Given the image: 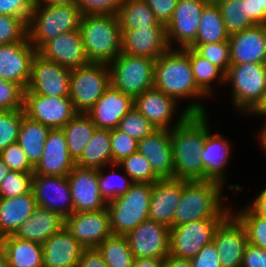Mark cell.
<instances>
[{
	"label": "cell",
	"mask_w": 266,
	"mask_h": 267,
	"mask_svg": "<svg viewBox=\"0 0 266 267\" xmlns=\"http://www.w3.org/2000/svg\"><path fill=\"white\" fill-rule=\"evenodd\" d=\"M154 88L175 99L190 114L210 112L211 100L198 88L188 47L169 48L154 64ZM186 102V103H185Z\"/></svg>",
	"instance_id": "obj_1"
},
{
	"label": "cell",
	"mask_w": 266,
	"mask_h": 267,
	"mask_svg": "<svg viewBox=\"0 0 266 267\" xmlns=\"http://www.w3.org/2000/svg\"><path fill=\"white\" fill-rule=\"evenodd\" d=\"M212 114V111L189 114L180 124L170 130L174 178L187 182L204 181L201 153L207 133L215 128L212 122L215 117L212 118Z\"/></svg>",
	"instance_id": "obj_2"
},
{
	"label": "cell",
	"mask_w": 266,
	"mask_h": 267,
	"mask_svg": "<svg viewBox=\"0 0 266 267\" xmlns=\"http://www.w3.org/2000/svg\"><path fill=\"white\" fill-rule=\"evenodd\" d=\"M227 191L221 183L213 180L183 181L173 227L204 219H224L231 212L233 195Z\"/></svg>",
	"instance_id": "obj_3"
},
{
	"label": "cell",
	"mask_w": 266,
	"mask_h": 267,
	"mask_svg": "<svg viewBox=\"0 0 266 267\" xmlns=\"http://www.w3.org/2000/svg\"><path fill=\"white\" fill-rule=\"evenodd\" d=\"M223 92L216 102L221 98H226L225 103L231 105V112L234 113L232 115L238 114L237 117L246 119L264 99L266 64H231L225 74Z\"/></svg>",
	"instance_id": "obj_4"
},
{
	"label": "cell",
	"mask_w": 266,
	"mask_h": 267,
	"mask_svg": "<svg viewBox=\"0 0 266 267\" xmlns=\"http://www.w3.org/2000/svg\"><path fill=\"white\" fill-rule=\"evenodd\" d=\"M80 33L90 62L107 63L121 53V29L117 15H82Z\"/></svg>",
	"instance_id": "obj_5"
},
{
	"label": "cell",
	"mask_w": 266,
	"mask_h": 267,
	"mask_svg": "<svg viewBox=\"0 0 266 267\" xmlns=\"http://www.w3.org/2000/svg\"><path fill=\"white\" fill-rule=\"evenodd\" d=\"M81 18L82 13L76 4L34 5L27 23L28 39L38 51L61 33L78 30Z\"/></svg>",
	"instance_id": "obj_6"
},
{
	"label": "cell",
	"mask_w": 266,
	"mask_h": 267,
	"mask_svg": "<svg viewBox=\"0 0 266 267\" xmlns=\"http://www.w3.org/2000/svg\"><path fill=\"white\" fill-rule=\"evenodd\" d=\"M219 130L221 131V128L218 130L217 128L216 130L211 129L206 135L203 151L201 153L204 166V181L213 180L219 182L231 192V194H241L244 192L247 185L245 184L244 186L237 182L234 184L231 182H234V180H230L234 177L231 175L233 174L232 171L235 172V170H231V162L234 163L233 160L235 158L233 151L236 153V150H238L235 148L236 146H234L236 142L232 141L230 137H228L229 135L221 133Z\"/></svg>",
	"instance_id": "obj_7"
},
{
	"label": "cell",
	"mask_w": 266,
	"mask_h": 267,
	"mask_svg": "<svg viewBox=\"0 0 266 267\" xmlns=\"http://www.w3.org/2000/svg\"><path fill=\"white\" fill-rule=\"evenodd\" d=\"M151 183H133L129 190L107 203L113 235H126L149 219Z\"/></svg>",
	"instance_id": "obj_8"
},
{
	"label": "cell",
	"mask_w": 266,
	"mask_h": 267,
	"mask_svg": "<svg viewBox=\"0 0 266 267\" xmlns=\"http://www.w3.org/2000/svg\"><path fill=\"white\" fill-rule=\"evenodd\" d=\"M111 85L107 63L90 62L71 69L69 97L77 113H88Z\"/></svg>",
	"instance_id": "obj_9"
},
{
	"label": "cell",
	"mask_w": 266,
	"mask_h": 267,
	"mask_svg": "<svg viewBox=\"0 0 266 267\" xmlns=\"http://www.w3.org/2000/svg\"><path fill=\"white\" fill-rule=\"evenodd\" d=\"M155 60L145 56L125 53L110 62L111 85L135 98L154 87Z\"/></svg>",
	"instance_id": "obj_10"
},
{
	"label": "cell",
	"mask_w": 266,
	"mask_h": 267,
	"mask_svg": "<svg viewBox=\"0 0 266 267\" xmlns=\"http://www.w3.org/2000/svg\"><path fill=\"white\" fill-rule=\"evenodd\" d=\"M134 108L156 129L171 130L190 114L183 105L154 87L134 98Z\"/></svg>",
	"instance_id": "obj_11"
},
{
	"label": "cell",
	"mask_w": 266,
	"mask_h": 267,
	"mask_svg": "<svg viewBox=\"0 0 266 267\" xmlns=\"http://www.w3.org/2000/svg\"><path fill=\"white\" fill-rule=\"evenodd\" d=\"M222 220L204 219L170 228L169 254L192 259L205 245L213 241L215 230Z\"/></svg>",
	"instance_id": "obj_12"
},
{
	"label": "cell",
	"mask_w": 266,
	"mask_h": 267,
	"mask_svg": "<svg viewBox=\"0 0 266 267\" xmlns=\"http://www.w3.org/2000/svg\"><path fill=\"white\" fill-rule=\"evenodd\" d=\"M24 111L50 129H62L76 114L69 96L51 97L24 91Z\"/></svg>",
	"instance_id": "obj_13"
},
{
	"label": "cell",
	"mask_w": 266,
	"mask_h": 267,
	"mask_svg": "<svg viewBox=\"0 0 266 267\" xmlns=\"http://www.w3.org/2000/svg\"><path fill=\"white\" fill-rule=\"evenodd\" d=\"M221 267H241L248 235L243 223L231 211L218 225L212 241Z\"/></svg>",
	"instance_id": "obj_14"
},
{
	"label": "cell",
	"mask_w": 266,
	"mask_h": 267,
	"mask_svg": "<svg viewBox=\"0 0 266 267\" xmlns=\"http://www.w3.org/2000/svg\"><path fill=\"white\" fill-rule=\"evenodd\" d=\"M71 69L44 59L38 53L31 65V76L27 88L37 95L69 96Z\"/></svg>",
	"instance_id": "obj_15"
},
{
	"label": "cell",
	"mask_w": 266,
	"mask_h": 267,
	"mask_svg": "<svg viewBox=\"0 0 266 267\" xmlns=\"http://www.w3.org/2000/svg\"><path fill=\"white\" fill-rule=\"evenodd\" d=\"M205 5L202 0H178L171 20L165 26L169 48L189 47L195 41Z\"/></svg>",
	"instance_id": "obj_16"
},
{
	"label": "cell",
	"mask_w": 266,
	"mask_h": 267,
	"mask_svg": "<svg viewBox=\"0 0 266 267\" xmlns=\"http://www.w3.org/2000/svg\"><path fill=\"white\" fill-rule=\"evenodd\" d=\"M64 227L84 248H96L112 235L107 208L72 213L64 219Z\"/></svg>",
	"instance_id": "obj_17"
},
{
	"label": "cell",
	"mask_w": 266,
	"mask_h": 267,
	"mask_svg": "<svg viewBox=\"0 0 266 267\" xmlns=\"http://www.w3.org/2000/svg\"><path fill=\"white\" fill-rule=\"evenodd\" d=\"M134 258L164 259L169 255L170 228L147 219L126 235Z\"/></svg>",
	"instance_id": "obj_18"
},
{
	"label": "cell",
	"mask_w": 266,
	"mask_h": 267,
	"mask_svg": "<svg viewBox=\"0 0 266 267\" xmlns=\"http://www.w3.org/2000/svg\"><path fill=\"white\" fill-rule=\"evenodd\" d=\"M32 191L38 206L52 210L64 219L73 213L67 176L34 174Z\"/></svg>",
	"instance_id": "obj_19"
},
{
	"label": "cell",
	"mask_w": 266,
	"mask_h": 267,
	"mask_svg": "<svg viewBox=\"0 0 266 267\" xmlns=\"http://www.w3.org/2000/svg\"><path fill=\"white\" fill-rule=\"evenodd\" d=\"M36 54L37 50L29 39L0 45V78L17 83L25 90Z\"/></svg>",
	"instance_id": "obj_20"
},
{
	"label": "cell",
	"mask_w": 266,
	"mask_h": 267,
	"mask_svg": "<svg viewBox=\"0 0 266 267\" xmlns=\"http://www.w3.org/2000/svg\"><path fill=\"white\" fill-rule=\"evenodd\" d=\"M72 197L73 213L107 208L98 184V169L75 166L67 175Z\"/></svg>",
	"instance_id": "obj_21"
},
{
	"label": "cell",
	"mask_w": 266,
	"mask_h": 267,
	"mask_svg": "<svg viewBox=\"0 0 266 267\" xmlns=\"http://www.w3.org/2000/svg\"><path fill=\"white\" fill-rule=\"evenodd\" d=\"M169 49L165 26L121 29V52L157 60Z\"/></svg>",
	"instance_id": "obj_22"
},
{
	"label": "cell",
	"mask_w": 266,
	"mask_h": 267,
	"mask_svg": "<svg viewBox=\"0 0 266 267\" xmlns=\"http://www.w3.org/2000/svg\"><path fill=\"white\" fill-rule=\"evenodd\" d=\"M37 53L44 59L55 62L68 69L88 65L80 30L61 33L47 41Z\"/></svg>",
	"instance_id": "obj_23"
},
{
	"label": "cell",
	"mask_w": 266,
	"mask_h": 267,
	"mask_svg": "<svg viewBox=\"0 0 266 267\" xmlns=\"http://www.w3.org/2000/svg\"><path fill=\"white\" fill-rule=\"evenodd\" d=\"M138 152L145 156L159 179L174 178L170 130L156 129L138 141Z\"/></svg>",
	"instance_id": "obj_24"
},
{
	"label": "cell",
	"mask_w": 266,
	"mask_h": 267,
	"mask_svg": "<svg viewBox=\"0 0 266 267\" xmlns=\"http://www.w3.org/2000/svg\"><path fill=\"white\" fill-rule=\"evenodd\" d=\"M76 166L70 156L62 129L48 132L41 159L34 167V174L67 176Z\"/></svg>",
	"instance_id": "obj_25"
},
{
	"label": "cell",
	"mask_w": 266,
	"mask_h": 267,
	"mask_svg": "<svg viewBox=\"0 0 266 267\" xmlns=\"http://www.w3.org/2000/svg\"><path fill=\"white\" fill-rule=\"evenodd\" d=\"M231 64H266V25H254L229 37Z\"/></svg>",
	"instance_id": "obj_26"
},
{
	"label": "cell",
	"mask_w": 266,
	"mask_h": 267,
	"mask_svg": "<svg viewBox=\"0 0 266 267\" xmlns=\"http://www.w3.org/2000/svg\"><path fill=\"white\" fill-rule=\"evenodd\" d=\"M182 190L183 181L176 178L159 179L153 183L149 219L172 228Z\"/></svg>",
	"instance_id": "obj_27"
},
{
	"label": "cell",
	"mask_w": 266,
	"mask_h": 267,
	"mask_svg": "<svg viewBox=\"0 0 266 267\" xmlns=\"http://www.w3.org/2000/svg\"><path fill=\"white\" fill-rule=\"evenodd\" d=\"M132 108L134 98L110 85L87 114L97 128L114 129Z\"/></svg>",
	"instance_id": "obj_28"
},
{
	"label": "cell",
	"mask_w": 266,
	"mask_h": 267,
	"mask_svg": "<svg viewBox=\"0 0 266 267\" xmlns=\"http://www.w3.org/2000/svg\"><path fill=\"white\" fill-rule=\"evenodd\" d=\"M43 267H77L84 247L62 227L43 244Z\"/></svg>",
	"instance_id": "obj_29"
},
{
	"label": "cell",
	"mask_w": 266,
	"mask_h": 267,
	"mask_svg": "<svg viewBox=\"0 0 266 267\" xmlns=\"http://www.w3.org/2000/svg\"><path fill=\"white\" fill-rule=\"evenodd\" d=\"M64 227V218L47 208L36 206L13 236L43 244L50 236Z\"/></svg>",
	"instance_id": "obj_30"
},
{
	"label": "cell",
	"mask_w": 266,
	"mask_h": 267,
	"mask_svg": "<svg viewBox=\"0 0 266 267\" xmlns=\"http://www.w3.org/2000/svg\"><path fill=\"white\" fill-rule=\"evenodd\" d=\"M188 57L194 80L198 88L212 101L209 103L211 106L216 102V98L219 99L220 94L223 93L225 73L209 60L200 56L193 48L188 47Z\"/></svg>",
	"instance_id": "obj_31"
},
{
	"label": "cell",
	"mask_w": 266,
	"mask_h": 267,
	"mask_svg": "<svg viewBox=\"0 0 266 267\" xmlns=\"http://www.w3.org/2000/svg\"><path fill=\"white\" fill-rule=\"evenodd\" d=\"M36 206L33 191L13 198L0 197V238L13 235Z\"/></svg>",
	"instance_id": "obj_32"
},
{
	"label": "cell",
	"mask_w": 266,
	"mask_h": 267,
	"mask_svg": "<svg viewBox=\"0 0 266 267\" xmlns=\"http://www.w3.org/2000/svg\"><path fill=\"white\" fill-rule=\"evenodd\" d=\"M8 267H43L42 244L13 235L0 238Z\"/></svg>",
	"instance_id": "obj_33"
},
{
	"label": "cell",
	"mask_w": 266,
	"mask_h": 267,
	"mask_svg": "<svg viewBox=\"0 0 266 267\" xmlns=\"http://www.w3.org/2000/svg\"><path fill=\"white\" fill-rule=\"evenodd\" d=\"M75 163L79 167L95 169L111 165L110 129L97 128Z\"/></svg>",
	"instance_id": "obj_34"
},
{
	"label": "cell",
	"mask_w": 266,
	"mask_h": 267,
	"mask_svg": "<svg viewBox=\"0 0 266 267\" xmlns=\"http://www.w3.org/2000/svg\"><path fill=\"white\" fill-rule=\"evenodd\" d=\"M50 130L46 125L30 119L26 115L23 117L16 142L23 148L29 162L34 167L41 159L44 144Z\"/></svg>",
	"instance_id": "obj_35"
},
{
	"label": "cell",
	"mask_w": 266,
	"mask_h": 267,
	"mask_svg": "<svg viewBox=\"0 0 266 267\" xmlns=\"http://www.w3.org/2000/svg\"><path fill=\"white\" fill-rule=\"evenodd\" d=\"M96 125L87 113H77L63 128L70 156L76 161L90 141Z\"/></svg>",
	"instance_id": "obj_36"
},
{
	"label": "cell",
	"mask_w": 266,
	"mask_h": 267,
	"mask_svg": "<svg viewBox=\"0 0 266 267\" xmlns=\"http://www.w3.org/2000/svg\"><path fill=\"white\" fill-rule=\"evenodd\" d=\"M229 37L218 5L206 4L199 19L196 39L192 44L228 41Z\"/></svg>",
	"instance_id": "obj_37"
},
{
	"label": "cell",
	"mask_w": 266,
	"mask_h": 267,
	"mask_svg": "<svg viewBox=\"0 0 266 267\" xmlns=\"http://www.w3.org/2000/svg\"><path fill=\"white\" fill-rule=\"evenodd\" d=\"M117 17L120 29L165 26L156 19L154 13L144 0H123Z\"/></svg>",
	"instance_id": "obj_38"
},
{
	"label": "cell",
	"mask_w": 266,
	"mask_h": 267,
	"mask_svg": "<svg viewBox=\"0 0 266 267\" xmlns=\"http://www.w3.org/2000/svg\"><path fill=\"white\" fill-rule=\"evenodd\" d=\"M232 196L231 211L243 223L248 235V243L266 250V217L255 213L245 201L242 205L241 202L237 204L238 198H235L237 196Z\"/></svg>",
	"instance_id": "obj_39"
},
{
	"label": "cell",
	"mask_w": 266,
	"mask_h": 267,
	"mask_svg": "<svg viewBox=\"0 0 266 267\" xmlns=\"http://www.w3.org/2000/svg\"><path fill=\"white\" fill-rule=\"evenodd\" d=\"M98 184L101 195L108 202L124 195L133 182L118 164H111L98 169Z\"/></svg>",
	"instance_id": "obj_40"
},
{
	"label": "cell",
	"mask_w": 266,
	"mask_h": 267,
	"mask_svg": "<svg viewBox=\"0 0 266 267\" xmlns=\"http://www.w3.org/2000/svg\"><path fill=\"white\" fill-rule=\"evenodd\" d=\"M108 267H132L134 255L125 235H111L97 247Z\"/></svg>",
	"instance_id": "obj_41"
},
{
	"label": "cell",
	"mask_w": 266,
	"mask_h": 267,
	"mask_svg": "<svg viewBox=\"0 0 266 267\" xmlns=\"http://www.w3.org/2000/svg\"><path fill=\"white\" fill-rule=\"evenodd\" d=\"M217 5L229 35L256 25L247 13V0H219Z\"/></svg>",
	"instance_id": "obj_42"
},
{
	"label": "cell",
	"mask_w": 266,
	"mask_h": 267,
	"mask_svg": "<svg viewBox=\"0 0 266 267\" xmlns=\"http://www.w3.org/2000/svg\"><path fill=\"white\" fill-rule=\"evenodd\" d=\"M118 165L133 183H155L159 178L153 173L148 160L138 151L123 159Z\"/></svg>",
	"instance_id": "obj_43"
},
{
	"label": "cell",
	"mask_w": 266,
	"mask_h": 267,
	"mask_svg": "<svg viewBox=\"0 0 266 267\" xmlns=\"http://www.w3.org/2000/svg\"><path fill=\"white\" fill-rule=\"evenodd\" d=\"M25 115L24 109L0 111V152L16 143Z\"/></svg>",
	"instance_id": "obj_44"
},
{
	"label": "cell",
	"mask_w": 266,
	"mask_h": 267,
	"mask_svg": "<svg viewBox=\"0 0 266 267\" xmlns=\"http://www.w3.org/2000/svg\"><path fill=\"white\" fill-rule=\"evenodd\" d=\"M189 47L193 48L200 56L209 60L226 74L231 65L230 45L228 41L209 44H191Z\"/></svg>",
	"instance_id": "obj_45"
},
{
	"label": "cell",
	"mask_w": 266,
	"mask_h": 267,
	"mask_svg": "<svg viewBox=\"0 0 266 267\" xmlns=\"http://www.w3.org/2000/svg\"><path fill=\"white\" fill-rule=\"evenodd\" d=\"M34 173L9 171L0 184V197L13 198L32 191Z\"/></svg>",
	"instance_id": "obj_46"
},
{
	"label": "cell",
	"mask_w": 266,
	"mask_h": 267,
	"mask_svg": "<svg viewBox=\"0 0 266 267\" xmlns=\"http://www.w3.org/2000/svg\"><path fill=\"white\" fill-rule=\"evenodd\" d=\"M118 129L137 141L150 135L156 128L138 110L132 108L119 122Z\"/></svg>",
	"instance_id": "obj_47"
},
{
	"label": "cell",
	"mask_w": 266,
	"mask_h": 267,
	"mask_svg": "<svg viewBox=\"0 0 266 267\" xmlns=\"http://www.w3.org/2000/svg\"><path fill=\"white\" fill-rule=\"evenodd\" d=\"M28 39L27 22L20 17L0 15V45Z\"/></svg>",
	"instance_id": "obj_48"
},
{
	"label": "cell",
	"mask_w": 266,
	"mask_h": 267,
	"mask_svg": "<svg viewBox=\"0 0 266 267\" xmlns=\"http://www.w3.org/2000/svg\"><path fill=\"white\" fill-rule=\"evenodd\" d=\"M112 164H118L138 151V141L119 130L110 129Z\"/></svg>",
	"instance_id": "obj_49"
},
{
	"label": "cell",
	"mask_w": 266,
	"mask_h": 267,
	"mask_svg": "<svg viewBox=\"0 0 266 267\" xmlns=\"http://www.w3.org/2000/svg\"><path fill=\"white\" fill-rule=\"evenodd\" d=\"M0 159L11 171L34 173V166L29 162L27 154L16 142L0 152Z\"/></svg>",
	"instance_id": "obj_50"
},
{
	"label": "cell",
	"mask_w": 266,
	"mask_h": 267,
	"mask_svg": "<svg viewBox=\"0 0 266 267\" xmlns=\"http://www.w3.org/2000/svg\"><path fill=\"white\" fill-rule=\"evenodd\" d=\"M24 109V89L0 78V111Z\"/></svg>",
	"instance_id": "obj_51"
},
{
	"label": "cell",
	"mask_w": 266,
	"mask_h": 267,
	"mask_svg": "<svg viewBox=\"0 0 266 267\" xmlns=\"http://www.w3.org/2000/svg\"><path fill=\"white\" fill-rule=\"evenodd\" d=\"M123 0H76L82 15H117Z\"/></svg>",
	"instance_id": "obj_52"
},
{
	"label": "cell",
	"mask_w": 266,
	"mask_h": 267,
	"mask_svg": "<svg viewBox=\"0 0 266 267\" xmlns=\"http://www.w3.org/2000/svg\"><path fill=\"white\" fill-rule=\"evenodd\" d=\"M33 8V0H0V15L20 17L27 23Z\"/></svg>",
	"instance_id": "obj_53"
},
{
	"label": "cell",
	"mask_w": 266,
	"mask_h": 267,
	"mask_svg": "<svg viewBox=\"0 0 266 267\" xmlns=\"http://www.w3.org/2000/svg\"><path fill=\"white\" fill-rule=\"evenodd\" d=\"M190 261L192 267H221L219 254L213 242L205 245Z\"/></svg>",
	"instance_id": "obj_54"
},
{
	"label": "cell",
	"mask_w": 266,
	"mask_h": 267,
	"mask_svg": "<svg viewBox=\"0 0 266 267\" xmlns=\"http://www.w3.org/2000/svg\"><path fill=\"white\" fill-rule=\"evenodd\" d=\"M154 13L156 19L167 25L175 11L178 0H144Z\"/></svg>",
	"instance_id": "obj_55"
},
{
	"label": "cell",
	"mask_w": 266,
	"mask_h": 267,
	"mask_svg": "<svg viewBox=\"0 0 266 267\" xmlns=\"http://www.w3.org/2000/svg\"><path fill=\"white\" fill-rule=\"evenodd\" d=\"M241 267H266V250L247 243Z\"/></svg>",
	"instance_id": "obj_56"
},
{
	"label": "cell",
	"mask_w": 266,
	"mask_h": 267,
	"mask_svg": "<svg viewBox=\"0 0 266 267\" xmlns=\"http://www.w3.org/2000/svg\"><path fill=\"white\" fill-rule=\"evenodd\" d=\"M263 186V187H262ZM254 191L255 190H259V191H255V193H253L250 197L248 193V195H245L246 197L244 198L241 194H236V196H241L244 199H246L247 202H245L255 213L266 217V184L264 185H259V189L256 188V186L254 185Z\"/></svg>",
	"instance_id": "obj_57"
},
{
	"label": "cell",
	"mask_w": 266,
	"mask_h": 267,
	"mask_svg": "<svg viewBox=\"0 0 266 267\" xmlns=\"http://www.w3.org/2000/svg\"><path fill=\"white\" fill-rule=\"evenodd\" d=\"M77 267H108L97 248H85Z\"/></svg>",
	"instance_id": "obj_58"
},
{
	"label": "cell",
	"mask_w": 266,
	"mask_h": 267,
	"mask_svg": "<svg viewBox=\"0 0 266 267\" xmlns=\"http://www.w3.org/2000/svg\"><path fill=\"white\" fill-rule=\"evenodd\" d=\"M247 13L256 25H266V14L260 9L259 0H247Z\"/></svg>",
	"instance_id": "obj_59"
},
{
	"label": "cell",
	"mask_w": 266,
	"mask_h": 267,
	"mask_svg": "<svg viewBox=\"0 0 266 267\" xmlns=\"http://www.w3.org/2000/svg\"><path fill=\"white\" fill-rule=\"evenodd\" d=\"M163 267H192L190 259L168 255L164 258Z\"/></svg>",
	"instance_id": "obj_60"
},
{
	"label": "cell",
	"mask_w": 266,
	"mask_h": 267,
	"mask_svg": "<svg viewBox=\"0 0 266 267\" xmlns=\"http://www.w3.org/2000/svg\"><path fill=\"white\" fill-rule=\"evenodd\" d=\"M164 259L135 258L132 267H163Z\"/></svg>",
	"instance_id": "obj_61"
},
{
	"label": "cell",
	"mask_w": 266,
	"mask_h": 267,
	"mask_svg": "<svg viewBox=\"0 0 266 267\" xmlns=\"http://www.w3.org/2000/svg\"><path fill=\"white\" fill-rule=\"evenodd\" d=\"M250 118H251V120H250ZM254 119H256V120L258 119L259 121L261 119H266V93H265L264 99L260 103V105L247 117V122L249 123V121L250 122L253 121V123H254L256 121Z\"/></svg>",
	"instance_id": "obj_62"
},
{
	"label": "cell",
	"mask_w": 266,
	"mask_h": 267,
	"mask_svg": "<svg viewBox=\"0 0 266 267\" xmlns=\"http://www.w3.org/2000/svg\"><path fill=\"white\" fill-rule=\"evenodd\" d=\"M258 122H259L260 127H259V125H257L258 126V127H256L257 129L255 127L253 129L255 135H254V133H251V132H250V134H251V136L253 134V137L255 136L254 138L256 141H254V143L255 142H266V119H262L261 121L257 120V123Z\"/></svg>",
	"instance_id": "obj_63"
},
{
	"label": "cell",
	"mask_w": 266,
	"mask_h": 267,
	"mask_svg": "<svg viewBox=\"0 0 266 267\" xmlns=\"http://www.w3.org/2000/svg\"><path fill=\"white\" fill-rule=\"evenodd\" d=\"M34 5H68L76 4V0H33Z\"/></svg>",
	"instance_id": "obj_64"
},
{
	"label": "cell",
	"mask_w": 266,
	"mask_h": 267,
	"mask_svg": "<svg viewBox=\"0 0 266 267\" xmlns=\"http://www.w3.org/2000/svg\"><path fill=\"white\" fill-rule=\"evenodd\" d=\"M9 171L8 166L0 159V184Z\"/></svg>",
	"instance_id": "obj_65"
},
{
	"label": "cell",
	"mask_w": 266,
	"mask_h": 267,
	"mask_svg": "<svg viewBox=\"0 0 266 267\" xmlns=\"http://www.w3.org/2000/svg\"><path fill=\"white\" fill-rule=\"evenodd\" d=\"M0 267H8L6 254L1 243H0Z\"/></svg>",
	"instance_id": "obj_66"
},
{
	"label": "cell",
	"mask_w": 266,
	"mask_h": 267,
	"mask_svg": "<svg viewBox=\"0 0 266 267\" xmlns=\"http://www.w3.org/2000/svg\"><path fill=\"white\" fill-rule=\"evenodd\" d=\"M256 145L259 147V148H257L256 150L262 152V153H261V154H262L261 156L264 155L265 160H266V142H256ZM259 149H260V150H259Z\"/></svg>",
	"instance_id": "obj_67"
},
{
	"label": "cell",
	"mask_w": 266,
	"mask_h": 267,
	"mask_svg": "<svg viewBox=\"0 0 266 267\" xmlns=\"http://www.w3.org/2000/svg\"><path fill=\"white\" fill-rule=\"evenodd\" d=\"M260 2V9L266 14V0H259Z\"/></svg>",
	"instance_id": "obj_68"
},
{
	"label": "cell",
	"mask_w": 266,
	"mask_h": 267,
	"mask_svg": "<svg viewBox=\"0 0 266 267\" xmlns=\"http://www.w3.org/2000/svg\"><path fill=\"white\" fill-rule=\"evenodd\" d=\"M206 4H217L219 0H202Z\"/></svg>",
	"instance_id": "obj_69"
}]
</instances>
